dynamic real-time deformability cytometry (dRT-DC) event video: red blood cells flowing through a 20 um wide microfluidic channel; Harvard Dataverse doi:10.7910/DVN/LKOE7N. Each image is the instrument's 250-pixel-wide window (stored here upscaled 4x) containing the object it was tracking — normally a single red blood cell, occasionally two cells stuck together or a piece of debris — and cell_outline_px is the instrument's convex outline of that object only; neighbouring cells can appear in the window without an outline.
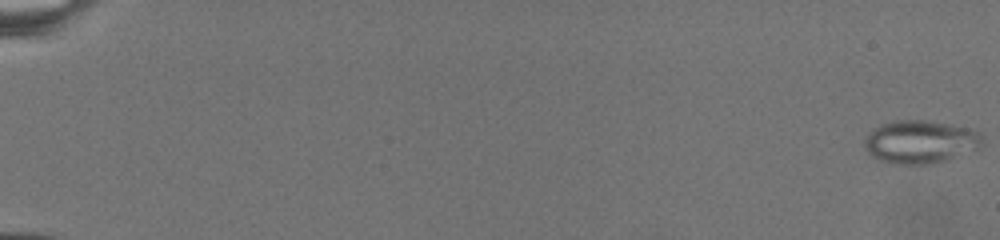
{"species": "common noctule bat (a hibernating species)", "species_latin": "Nyctalus noctula", "temperature_condition": "warm", "stored_images_in_passage": 12, "camera_frame_rate_fps": 3000, "um_per_image_px": 0.085, "animal": {"sex": "female", "body_mass_g": 19.5, "forearm_length_mm": 54.1}, "frame": {"image": 1, "passage_image": 1, "time_ms": 0.0, "image_size_px": [1000, 240], "cell_outline_px": [[984, 144], [980, 148], [944, 160], [928, 164], [900, 164], [880, 160], [872, 156], [864, 148], [864, 136], [880, 124], [896, 120], [924, 120], [948, 124], [968, 128], [980, 132]], "centroid_in_image_um": [78.21, 12.04], "position_along_channel_um": 6.8, "area_um2": 29.48}}